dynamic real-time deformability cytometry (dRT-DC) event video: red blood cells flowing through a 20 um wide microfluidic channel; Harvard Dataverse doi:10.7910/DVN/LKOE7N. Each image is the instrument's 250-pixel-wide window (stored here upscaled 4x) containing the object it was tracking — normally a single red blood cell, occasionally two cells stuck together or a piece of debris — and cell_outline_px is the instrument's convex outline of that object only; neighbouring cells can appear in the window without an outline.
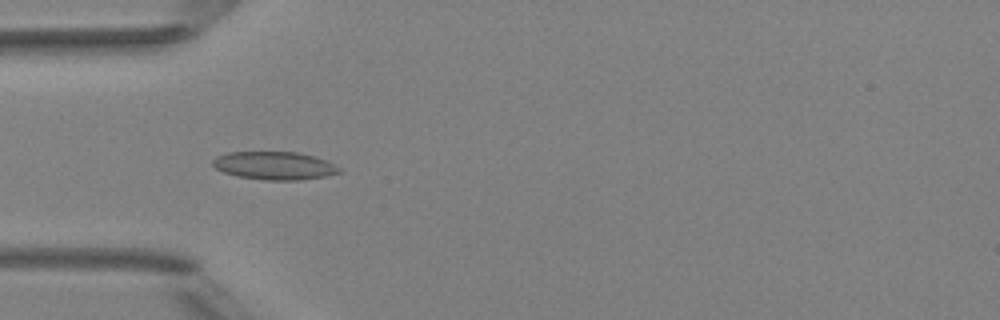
{"species": "Egyptian fruit bat (a non-hibernating species)", "species_latin": "Rousettus aegyptiacus", "temperature_condition": "room temperature", "stored_images_in_passage": 10, "camera_frame_rate_fps": 3000, "um_per_image_px": 0.085, "animal": {"sex": "female"}, "frame": {"image": 1, "passage_image": 6, "time_ms": 7.0, "image_size_px": [1000, 320], "cell_outline_px": [[344, 172], [324, 176], [300, 180], [264, 180], [240, 176], [224, 172], [216, 168], [212, 164], [212, 160], [216, 156], [228, 152], [296, 152], [312, 156], [324, 160], [340, 168]], "centroid_in_image_um": [23.31, 14.08], "position_along_channel_um": 61.7, "area_um2": 20.46}}
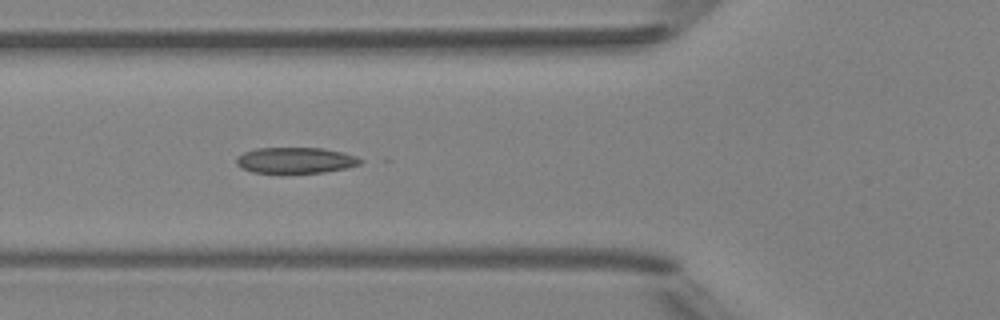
{"frame": {"image": 2, "passage_image": 7, "time_ms": 8.0, "image_size_px": [1000, 320], "cell_outline_px": [[364, 160], [360, 164], [348, 168], [324, 172], [252, 172], [240, 168], [236, 164], [236, 156], [244, 152], [256, 148], [324, 148], [356, 156]], "centroid_in_image_um": [25.11, 13.62], "position_along_channel_um": 100.7, "area_um2": 18.67}}
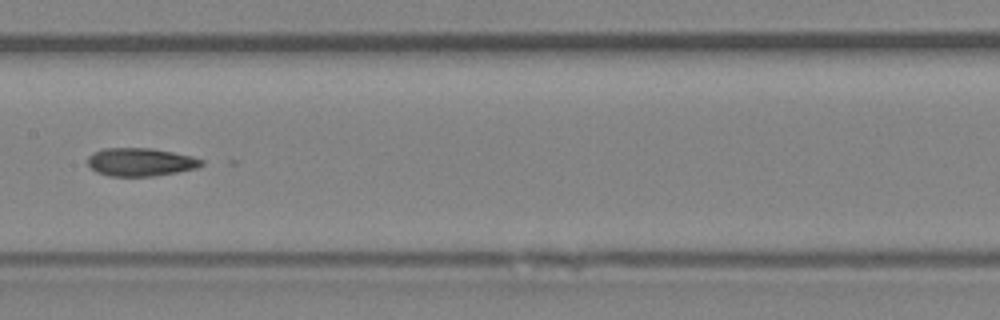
{"frame": {"image": 3, "passage_image": 9, "time_ms": 10.333, "image_size_px": [1000, 320], "cell_outline_px": [[204, 164], [196, 168], [176, 172], [152, 176], [108, 176], [96, 172], [88, 164], [88, 156], [92, 152], [104, 148], [152, 148], [192, 156], [204, 160]], "centroid_in_image_um": [11.93, 13.77], "position_along_channel_um": 195.5, "area_um2": 18.67}}